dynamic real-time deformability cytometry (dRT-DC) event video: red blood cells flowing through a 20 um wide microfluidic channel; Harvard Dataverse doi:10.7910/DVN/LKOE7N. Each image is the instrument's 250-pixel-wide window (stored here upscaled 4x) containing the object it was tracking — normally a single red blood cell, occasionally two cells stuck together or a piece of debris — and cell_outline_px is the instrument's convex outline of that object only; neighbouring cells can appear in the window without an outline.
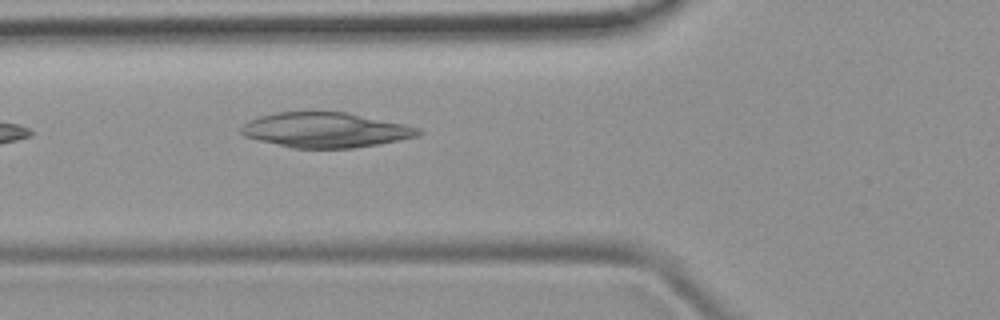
{"species": "common noctule bat (a hibernating species)", "species_latin": "Nyctalus noctula", "temperature_condition": "room temperature", "stored_images_in_passage": 2, "camera_frame_rate_fps": 3000, "um_per_image_px": 0.085, "animal": {"sex": "female", "body_mass_g": 19.9}, "frame": {"image": 1, "passage_image": 2, "time_ms": 1.333, "image_size_px": [1000, 320], "cell_outline_px": [[424, 132], [416, 136], [400, 140], [352, 148], [292, 148], [244, 136], [240, 132], [240, 128], [248, 120], [260, 116], [276, 112], [348, 112], [404, 124], [420, 128]], "centroid_in_image_um": [27.67, 11.04], "position_along_channel_um": 98.1, "area_um2": 36.01}}